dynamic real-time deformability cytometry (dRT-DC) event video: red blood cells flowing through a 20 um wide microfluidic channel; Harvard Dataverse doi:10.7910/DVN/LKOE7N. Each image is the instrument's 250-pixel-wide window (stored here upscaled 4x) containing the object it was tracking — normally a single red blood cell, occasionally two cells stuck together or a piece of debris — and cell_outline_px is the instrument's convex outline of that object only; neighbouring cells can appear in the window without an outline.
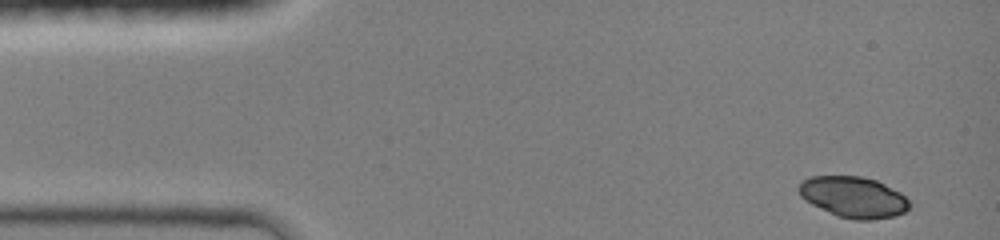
{"species": "common noctule bat (a hibernating species)", "species_latin": "Nyctalus noctula", "temperature_condition": "room temperature", "stored_images_in_passage": 45, "camera_frame_rate_fps": 3000, "um_per_image_px": 0.085, "animal": {"sex": "female", "body_mass_g": 19.0, "forearm_length_mm": 51.5}, "frame": {"image": 1, "passage_image": 1, "time_ms": 0.0, "image_size_px": [1000, 240], "cell_outline_px": [[912, 204], [904, 212], [896, 216], [872, 220], [856, 220], [836, 216], [804, 200], [800, 196], [796, 188], [804, 180], [812, 176], [860, 176], [876, 180], [900, 192]], "centroid_in_image_um": [72.54, 16.76], "position_along_channel_um": 12.5, "area_um2": 26.53}}
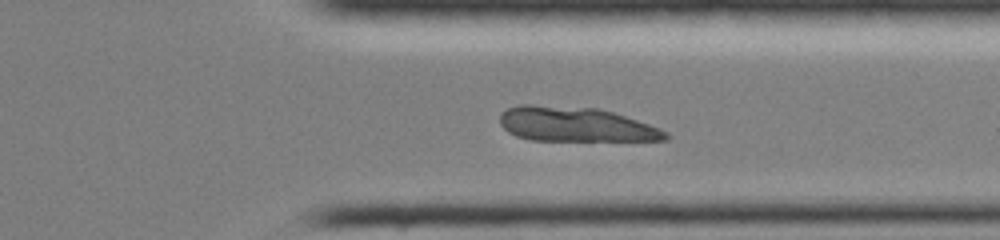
{"frame": {"image": 2, "passage_image": 36, "time_ms": 10.667, "image_size_px": [1000, 240], "cell_outline_px": [[668, 140], [532, 140], [516, 136], [508, 132], [500, 124], [500, 112], [508, 108], [520, 104], [532, 104], [600, 108], [660, 128], [668, 132]], "centroid_in_image_um": [48.87, 10.56], "position_along_channel_um": 362.5, "area_um2": 33.35}}
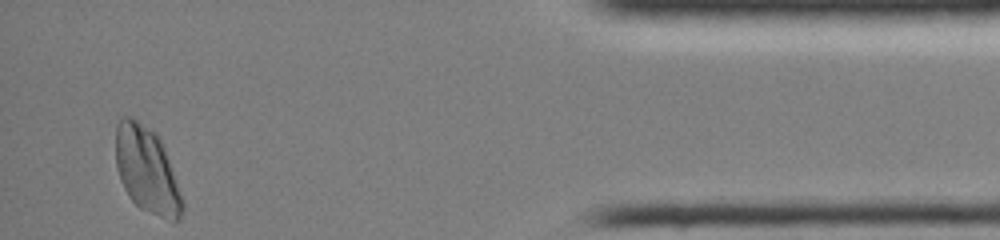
{"frame": {"image": 3, "passage_image": 45, "time_ms": 13.333, "image_size_px": [1000, 240], "cell_outline_px": [[184, 208], [180, 220], [176, 220], [160, 216], [140, 208], [132, 200], [124, 188], [120, 180], [116, 164], [116, 124], [120, 116], [132, 116], [152, 132], [160, 140], [164, 148], [184, 204]], "centroid_in_image_um": [12.45, 14.44], "position_along_channel_um": 422.8, "area_um2": 32.77}}